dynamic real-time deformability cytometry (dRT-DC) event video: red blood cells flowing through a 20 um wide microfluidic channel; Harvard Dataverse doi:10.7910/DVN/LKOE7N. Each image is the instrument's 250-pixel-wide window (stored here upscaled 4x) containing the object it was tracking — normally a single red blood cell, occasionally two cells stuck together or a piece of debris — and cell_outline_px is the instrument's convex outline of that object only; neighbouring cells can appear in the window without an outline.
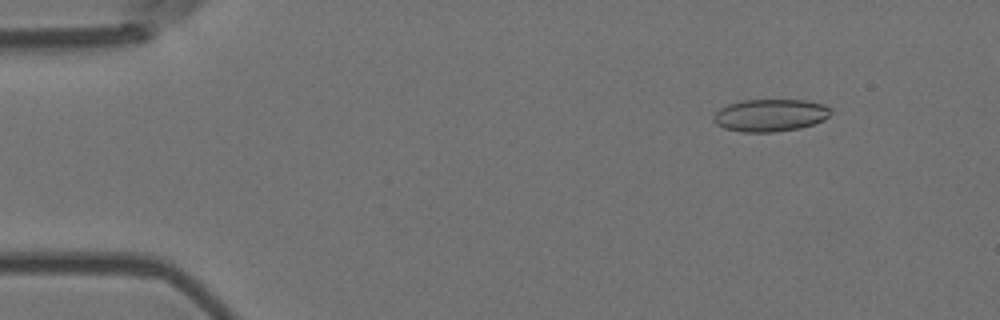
{"species": "Egyptian fruit bat (a non-hibernating species)", "species_latin": "Rousettus aegyptiacus", "temperature_condition": "room temperature", "stored_images_in_passage": 13, "camera_frame_rate_fps": 3000, "um_per_image_px": 0.085, "animal": {"sex": "female"}, "frame": {"image": 1, "passage_image": 6, "time_ms": 1.667, "image_size_px": [1000, 320], "cell_outline_px": [[832, 112], [824, 120], [800, 128], [776, 132], [740, 132], [724, 128], [716, 124], [712, 120], [712, 116], [720, 108], [728, 104], [740, 100], [804, 100], [824, 104], [832, 108]], "centroid_in_image_um": [65.46, 9.8], "position_along_channel_um": 19.5, "area_um2": 22.37}}